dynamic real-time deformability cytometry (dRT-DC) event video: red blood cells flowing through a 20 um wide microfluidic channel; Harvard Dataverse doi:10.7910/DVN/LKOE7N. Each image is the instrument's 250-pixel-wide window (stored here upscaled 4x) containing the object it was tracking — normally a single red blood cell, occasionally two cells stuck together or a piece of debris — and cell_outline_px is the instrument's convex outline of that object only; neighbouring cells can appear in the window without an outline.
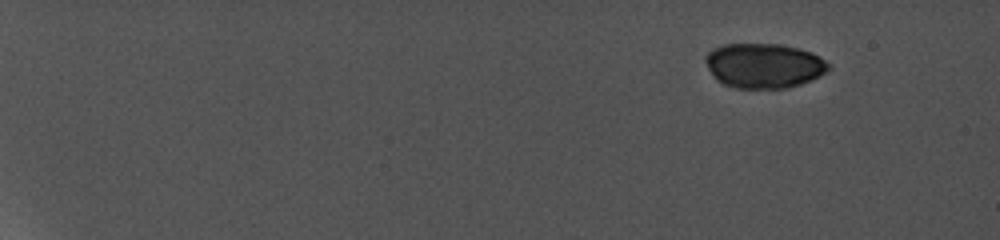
{"species": "common noctule bat (a hibernating species)", "species_latin": "Nyctalus noctula", "temperature_condition": "cold", "stored_images_in_passage": 6, "camera_frame_rate_fps": 5000, "um_per_image_px": 0.085, "animal": {"sex": "female", "body_mass_g": 19.0, "forearm_length_mm": 56.7}, "frame": {"image": 1, "passage_image": 1, "time_ms": 0.0, "image_size_px": [1000, 240], "cell_outline_px": [[832, 68], [820, 76], [800, 84], [788, 88], [736, 88], [724, 84], [716, 80], [712, 76], [704, 60], [704, 56], [712, 48], [724, 44], [780, 44], [800, 48], [812, 52], [832, 64]], "centroid_in_image_um": [64.94, 5.57], "position_along_channel_um": 20.1, "area_um2": 32.54}}